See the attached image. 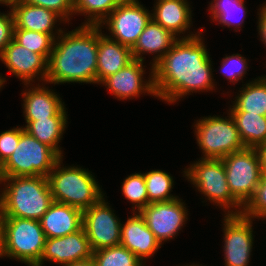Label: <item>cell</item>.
I'll use <instances>...</instances> for the list:
<instances>
[{
  "mask_svg": "<svg viewBox=\"0 0 266 266\" xmlns=\"http://www.w3.org/2000/svg\"><path fill=\"white\" fill-rule=\"evenodd\" d=\"M202 33L178 39L153 66L157 99L173 105L191 93L216 90L213 61Z\"/></svg>",
  "mask_w": 266,
  "mask_h": 266,
  "instance_id": "6da1fadb",
  "label": "cell"
},
{
  "mask_svg": "<svg viewBox=\"0 0 266 266\" xmlns=\"http://www.w3.org/2000/svg\"><path fill=\"white\" fill-rule=\"evenodd\" d=\"M65 29L54 40L45 85L96 84L98 25Z\"/></svg>",
  "mask_w": 266,
  "mask_h": 266,
  "instance_id": "7a4b0ae2",
  "label": "cell"
},
{
  "mask_svg": "<svg viewBox=\"0 0 266 266\" xmlns=\"http://www.w3.org/2000/svg\"><path fill=\"white\" fill-rule=\"evenodd\" d=\"M0 217L40 220L53 202L45 176L0 177Z\"/></svg>",
  "mask_w": 266,
  "mask_h": 266,
  "instance_id": "3957f363",
  "label": "cell"
},
{
  "mask_svg": "<svg viewBox=\"0 0 266 266\" xmlns=\"http://www.w3.org/2000/svg\"><path fill=\"white\" fill-rule=\"evenodd\" d=\"M62 161L63 157L56 162L47 176L53 201L74 206L83 211L97 203L106 194L92 171L74 164L64 166Z\"/></svg>",
  "mask_w": 266,
  "mask_h": 266,
  "instance_id": "277c9868",
  "label": "cell"
},
{
  "mask_svg": "<svg viewBox=\"0 0 266 266\" xmlns=\"http://www.w3.org/2000/svg\"><path fill=\"white\" fill-rule=\"evenodd\" d=\"M193 163V164H192ZM184 168L185 180L194 185L196 192L223 210L222 215H239L244 207L232 196L222 159L199 158Z\"/></svg>",
  "mask_w": 266,
  "mask_h": 266,
  "instance_id": "5b68a950",
  "label": "cell"
},
{
  "mask_svg": "<svg viewBox=\"0 0 266 266\" xmlns=\"http://www.w3.org/2000/svg\"><path fill=\"white\" fill-rule=\"evenodd\" d=\"M3 255L27 266H35L41 259L45 234L39 220L0 217Z\"/></svg>",
  "mask_w": 266,
  "mask_h": 266,
  "instance_id": "8992f818",
  "label": "cell"
},
{
  "mask_svg": "<svg viewBox=\"0 0 266 266\" xmlns=\"http://www.w3.org/2000/svg\"><path fill=\"white\" fill-rule=\"evenodd\" d=\"M226 114L195 120L193 132L203 155L200 158L222 159L246 148L231 114L228 111Z\"/></svg>",
  "mask_w": 266,
  "mask_h": 266,
  "instance_id": "52a82bcc",
  "label": "cell"
},
{
  "mask_svg": "<svg viewBox=\"0 0 266 266\" xmlns=\"http://www.w3.org/2000/svg\"><path fill=\"white\" fill-rule=\"evenodd\" d=\"M60 158L52 148L24 130L16 149L0 167V177H47Z\"/></svg>",
  "mask_w": 266,
  "mask_h": 266,
  "instance_id": "ba28073f",
  "label": "cell"
},
{
  "mask_svg": "<svg viewBox=\"0 0 266 266\" xmlns=\"http://www.w3.org/2000/svg\"><path fill=\"white\" fill-rule=\"evenodd\" d=\"M229 190L245 207L260 184L262 171L256 148L246 147L222 158Z\"/></svg>",
  "mask_w": 266,
  "mask_h": 266,
  "instance_id": "9c48e42d",
  "label": "cell"
},
{
  "mask_svg": "<svg viewBox=\"0 0 266 266\" xmlns=\"http://www.w3.org/2000/svg\"><path fill=\"white\" fill-rule=\"evenodd\" d=\"M103 196L90 208L83 210V228L92 251L120 245L121 219ZM107 201V202H106Z\"/></svg>",
  "mask_w": 266,
  "mask_h": 266,
  "instance_id": "30bf717a",
  "label": "cell"
},
{
  "mask_svg": "<svg viewBox=\"0 0 266 266\" xmlns=\"http://www.w3.org/2000/svg\"><path fill=\"white\" fill-rule=\"evenodd\" d=\"M224 265L248 266L254 246V231L251 218L239 215H224L222 219Z\"/></svg>",
  "mask_w": 266,
  "mask_h": 266,
  "instance_id": "8fae6325",
  "label": "cell"
},
{
  "mask_svg": "<svg viewBox=\"0 0 266 266\" xmlns=\"http://www.w3.org/2000/svg\"><path fill=\"white\" fill-rule=\"evenodd\" d=\"M151 20V11L140 2L118 5L100 24L108 38L132 48ZM104 27V28H103Z\"/></svg>",
  "mask_w": 266,
  "mask_h": 266,
  "instance_id": "7c38bea8",
  "label": "cell"
},
{
  "mask_svg": "<svg viewBox=\"0 0 266 266\" xmlns=\"http://www.w3.org/2000/svg\"><path fill=\"white\" fill-rule=\"evenodd\" d=\"M180 197L148 204L139 213L160 244L175 239L188 221V208Z\"/></svg>",
  "mask_w": 266,
  "mask_h": 266,
  "instance_id": "4fadbf2b",
  "label": "cell"
},
{
  "mask_svg": "<svg viewBox=\"0 0 266 266\" xmlns=\"http://www.w3.org/2000/svg\"><path fill=\"white\" fill-rule=\"evenodd\" d=\"M144 61L133 59L118 72L109 75L100 84L104 86L114 98L118 100H131L148 94L156 98L154 88L153 68H149L148 79H145L146 65ZM145 76V77H143Z\"/></svg>",
  "mask_w": 266,
  "mask_h": 266,
  "instance_id": "5bb4252c",
  "label": "cell"
},
{
  "mask_svg": "<svg viewBox=\"0 0 266 266\" xmlns=\"http://www.w3.org/2000/svg\"><path fill=\"white\" fill-rule=\"evenodd\" d=\"M0 61L24 84H35L37 80L38 83H46L48 61L41 54L28 50L14 39L4 48Z\"/></svg>",
  "mask_w": 266,
  "mask_h": 266,
  "instance_id": "9a60e30c",
  "label": "cell"
},
{
  "mask_svg": "<svg viewBox=\"0 0 266 266\" xmlns=\"http://www.w3.org/2000/svg\"><path fill=\"white\" fill-rule=\"evenodd\" d=\"M44 84H23L26 88L21 93L25 121H36L50 117H68L66 105L59 96L60 94Z\"/></svg>",
  "mask_w": 266,
  "mask_h": 266,
  "instance_id": "2e32d148",
  "label": "cell"
},
{
  "mask_svg": "<svg viewBox=\"0 0 266 266\" xmlns=\"http://www.w3.org/2000/svg\"><path fill=\"white\" fill-rule=\"evenodd\" d=\"M92 256L93 251L82 227L77 232L63 237L47 238L41 259L35 266H44L45 261L64 266Z\"/></svg>",
  "mask_w": 266,
  "mask_h": 266,
  "instance_id": "e0dca14e",
  "label": "cell"
},
{
  "mask_svg": "<svg viewBox=\"0 0 266 266\" xmlns=\"http://www.w3.org/2000/svg\"><path fill=\"white\" fill-rule=\"evenodd\" d=\"M153 5L151 19L178 39L192 38L205 31L202 27L195 34L190 32L194 15L188 0H155Z\"/></svg>",
  "mask_w": 266,
  "mask_h": 266,
  "instance_id": "ac0fdd59",
  "label": "cell"
},
{
  "mask_svg": "<svg viewBox=\"0 0 266 266\" xmlns=\"http://www.w3.org/2000/svg\"><path fill=\"white\" fill-rule=\"evenodd\" d=\"M123 223L122 221L120 245L134 253L145 264L148 258L154 257L162 245L150 231L140 213L133 212Z\"/></svg>",
  "mask_w": 266,
  "mask_h": 266,
  "instance_id": "d6986e66",
  "label": "cell"
},
{
  "mask_svg": "<svg viewBox=\"0 0 266 266\" xmlns=\"http://www.w3.org/2000/svg\"><path fill=\"white\" fill-rule=\"evenodd\" d=\"M10 9L14 14V29L50 34L54 39L64 31V28L62 30L57 25L66 24V21L53 10L24 2L15 4Z\"/></svg>",
  "mask_w": 266,
  "mask_h": 266,
  "instance_id": "ffe728a7",
  "label": "cell"
},
{
  "mask_svg": "<svg viewBox=\"0 0 266 266\" xmlns=\"http://www.w3.org/2000/svg\"><path fill=\"white\" fill-rule=\"evenodd\" d=\"M47 238H59L83 227V211L74 206L53 201L39 220Z\"/></svg>",
  "mask_w": 266,
  "mask_h": 266,
  "instance_id": "44dd1931",
  "label": "cell"
},
{
  "mask_svg": "<svg viewBox=\"0 0 266 266\" xmlns=\"http://www.w3.org/2000/svg\"><path fill=\"white\" fill-rule=\"evenodd\" d=\"M177 40L176 36L151 19L131 48L132 57L139 61H145L143 54L153 55V62L149 63L150 68H153Z\"/></svg>",
  "mask_w": 266,
  "mask_h": 266,
  "instance_id": "7402d4cb",
  "label": "cell"
},
{
  "mask_svg": "<svg viewBox=\"0 0 266 266\" xmlns=\"http://www.w3.org/2000/svg\"><path fill=\"white\" fill-rule=\"evenodd\" d=\"M132 60L131 48L108 38L98 25L96 84L100 85L105 78L118 72Z\"/></svg>",
  "mask_w": 266,
  "mask_h": 266,
  "instance_id": "603a6c76",
  "label": "cell"
},
{
  "mask_svg": "<svg viewBox=\"0 0 266 266\" xmlns=\"http://www.w3.org/2000/svg\"><path fill=\"white\" fill-rule=\"evenodd\" d=\"M240 89L226 111L248 112L266 117V75L246 81Z\"/></svg>",
  "mask_w": 266,
  "mask_h": 266,
  "instance_id": "cb8c5ba5",
  "label": "cell"
},
{
  "mask_svg": "<svg viewBox=\"0 0 266 266\" xmlns=\"http://www.w3.org/2000/svg\"><path fill=\"white\" fill-rule=\"evenodd\" d=\"M68 117H50L36 121H25V131L43 144L52 148L60 157H63V150L59 143L62 140L67 128Z\"/></svg>",
  "mask_w": 266,
  "mask_h": 266,
  "instance_id": "d4e9b609",
  "label": "cell"
},
{
  "mask_svg": "<svg viewBox=\"0 0 266 266\" xmlns=\"http://www.w3.org/2000/svg\"><path fill=\"white\" fill-rule=\"evenodd\" d=\"M208 8L211 22H218L223 29L225 26L229 29L233 27V30L238 32L245 24L244 19L248 13L245 0H211ZM235 16H237L236 22ZM241 17L242 20H240Z\"/></svg>",
  "mask_w": 266,
  "mask_h": 266,
  "instance_id": "484cf974",
  "label": "cell"
},
{
  "mask_svg": "<svg viewBox=\"0 0 266 266\" xmlns=\"http://www.w3.org/2000/svg\"><path fill=\"white\" fill-rule=\"evenodd\" d=\"M245 147L256 148L266 143V117L248 112H229Z\"/></svg>",
  "mask_w": 266,
  "mask_h": 266,
  "instance_id": "4316f807",
  "label": "cell"
},
{
  "mask_svg": "<svg viewBox=\"0 0 266 266\" xmlns=\"http://www.w3.org/2000/svg\"><path fill=\"white\" fill-rule=\"evenodd\" d=\"M146 189L148 194V204L154 202H167L178 198L172 195L174 178L165 170L155 169L144 173Z\"/></svg>",
  "mask_w": 266,
  "mask_h": 266,
  "instance_id": "83f0119b",
  "label": "cell"
},
{
  "mask_svg": "<svg viewBox=\"0 0 266 266\" xmlns=\"http://www.w3.org/2000/svg\"><path fill=\"white\" fill-rule=\"evenodd\" d=\"M118 5L114 0H74V16H85L81 25H99Z\"/></svg>",
  "mask_w": 266,
  "mask_h": 266,
  "instance_id": "f1b7e54d",
  "label": "cell"
},
{
  "mask_svg": "<svg viewBox=\"0 0 266 266\" xmlns=\"http://www.w3.org/2000/svg\"><path fill=\"white\" fill-rule=\"evenodd\" d=\"M97 266H145L140 259L122 245L106 247L93 252Z\"/></svg>",
  "mask_w": 266,
  "mask_h": 266,
  "instance_id": "f546056e",
  "label": "cell"
},
{
  "mask_svg": "<svg viewBox=\"0 0 266 266\" xmlns=\"http://www.w3.org/2000/svg\"><path fill=\"white\" fill-rule=\"evenodd\" d=\"M121 183L122 196L132 204V213H139L148 205V194L144 173L135 172L127 175Z\"/></svg>",
  "mask_w": 266,
  "mask_h": 266,
  "instance_id": "4dcf8cb0",
  "label": "cell"
},
{
  "mask_svg": "<svg viewBox=\"0 0 266 266\" xmlns=\"http://www.w3.org/2000/svg\"><path fill=\"white\" fill-rule=\"evenodd\" d=\"M13 39L28 50L41 54L47 61L50 58L55 40L50 34L27 29H14Z\"/></svg>",
  "mask_w": 266,
  "mask_h": 266,
  "instance_id": "1f68e13d",
  "label": "cell"
},
{
  "mask_svg": "<svg viewBox=\"0 0 266 266\" xmlns=\"http://www.w3.org/2000/svg\"><path fill=\"white\" fill-rule=\"evenodd\" d=\"M221 67L219 71L221 75L223 74L224 78L227 79L232 85H235L242 80L243 77L247 74L250 66L248 64L249 59L247 60L244 56L239 53L226 55L222 58ZM249 66V67H248Z\"/></svg>",
  "mask_w": 266,
  "mask_h": 266,
  "instance_id": "d6a6232c",
  "label": "cell"
},
{
  "mask_svg": "<svg viewBox=\"0 0 266 266\" xmlns=\"http://www.w3.org/2000/svg\"><path fill=\"white\" fill-rule=\"evenodd\" d=\"M242 214L253 220H266V173H262L260 184L252 199L244 207Z\"/></svg>",
  "mask_w": 266,
  "mask_h": 266,
  "instance_id": "836d02e7",
  "label": "cell"
},
{
  "mask_svg": "<svg viewBox=\"0 0 266 266\" xmlns=\"http://www.w3.org/2000/svg\"><path fill=\"white\" fill-rule=\"evenodd\" d=\"M24 127H13L9 130L2 131L0 133V167L6 162L11 156L13 151L16 149L20 135L24 131Z\"/></svg>",
  "mask_w": 266,
  "mask_h": 266,
  "instance_id": "e575fe53",
  "label": "cell"
},
{
  "mask_svg": "<svg viewBox=\"0 0 266 266\" xmlns=\"http://www.w3.org/2000/svg\"><path fill=\"white\" fill-rule=\"evenodd\" d=\"M26 4L41 6L55 11L67 24L74 15V0H22Z\"/></svg>",
  "mask_w": 266,
  "mask_h": 266,
  "instance_id": "d590c367",
  "label": "cell"
},
{
  "mask_svg": "<svg viewBox=\"0 0 266 266\" xmlns=\"http://www.w3.org/2000/svg\"><path fill=\"white\" fill-rule=\"evenodd\" d=\"M8 13L0 12V55L4 48L12 41L14 31V14L9 8Z\"/></svg>",
  "mask_w": 266,
  "mask_h": 266,
  "instance_id": "8d00e7d4",
  "label": "cell"
},
{
  "mask_svg": "<svg viewBox=\"0 0 266 266\" xmlns=\"http://www.w3.org/2000/svg\"><path fill=\"white\" fill-rule=\"evenodd\" d=\"M261 5L259 6V11H257V31L260 36L259 41H262L264 47H266V2Z\"/></svg>",
  "mask_w": 266,
  "mask_h": 266,
  "instance_id": "74e56055",
  "label": "cell"
},
{
  "mask_svg": "<svg viewBox=\"0 0 266 266\" xmlns=\"http://www.w3.org/2000/svg\"><path fill=\"white\" fill-rule=\"evenodd\" d=\"M256 150L260 158L261 171L262 173H266V143L257 146Z\"/></svg>",
  "mask_w": 266,
  "mask_h": 266,
  "instance_id": "f35d334b",
  "label": "cell"
},
{
  "mask_svg": "<svg viewBox=\"0 0 266 266\" xmlns=\"http://www.w3.org/2000/svg\"><path fill=\"white\" fill-rule=\"evenodd\" d=\"M64 266H97L93 257L81 261H77L74 263H70Z\"/></svg>",
  "mask_w": 266,
  "mask_h": 266,
  "instance_id": "ab89813d",
  "label": "cell"
},
{
  "mask_svg": "<svg viewBox=\"0 0 266 266\" xmlns=\"http://www.w3.org/2000/svg\"><path fill=\"white\" fill-rule=\"evenodd\" d=\"M22 0H0V4L3 6H9V8H11L13 5L21 3Z\"/></svg>",
  "mask_w": 266,
  "mask_h": 266,
  "instance_id": "60d3db41",
  "label": "cell"
},
{
  "mask_svg": "<svg viewBox=\"0 0 266 266\" xmlns=\"http://www.w3.org/2000/svg\"><path fill=\"white\" fill-rule=\"evenodd\" d=\"M140 0H114V2L117 4V5H124V4H132V3H137L139 2Z\"/></svg>",
  "mask_w": 266,
  "mask_h": 266,
  "instance_id": "b9f144b4",
  "label": "cell"
},
{
  "mask_svg": "<svg viewBox=\"0 0 266 266\" xmlns=\"http://www.w3.org/2000/svg\"><path fill=\"white\" fill-rule=\"evenodd\" d=\"M0 258H4L3 255V243H2V229H1V224H0Z\"/></svg>",
  "mask_w": 266,
  "mask_h": 266,
  "instance_id": "7bdbcfd3",
  "label": "cell"
},
{
  "mask_svg": "<svg viewBox=\"0 0 266 266\" xmlns=\"http://www.w3.org/2000/svg\"><path fill=\"white\" fill-rule=\"evenodd\" d=\"M7 81H6V78H4L3 76H2V74H0V91L2 90V88H3V86H4V84L6 83Z\"/></svg>",
  "mask_w": 266,
  "mask_h": 266,
  "instance_id": "ee69618b",
  "label": "cell"
},
{
  "mask_svg": "<svg viewBox=\"0 0 266 266\" xmlns=\"http://www.w3.org/2000/svg\"><path fill=\"white\" fill-rule=\"evenodd\" d=\"M181 266H183V265H181ZM184 266H202V264L191 263V265H189V264L185 265V264H184ZM204 266H205V265H204Z\"/></svg>",
  "mask_w": 266,
  "mask_h": 266,
  "instance_id": "f6af8a7d",
  "label": "cell"
}]
</instances>
